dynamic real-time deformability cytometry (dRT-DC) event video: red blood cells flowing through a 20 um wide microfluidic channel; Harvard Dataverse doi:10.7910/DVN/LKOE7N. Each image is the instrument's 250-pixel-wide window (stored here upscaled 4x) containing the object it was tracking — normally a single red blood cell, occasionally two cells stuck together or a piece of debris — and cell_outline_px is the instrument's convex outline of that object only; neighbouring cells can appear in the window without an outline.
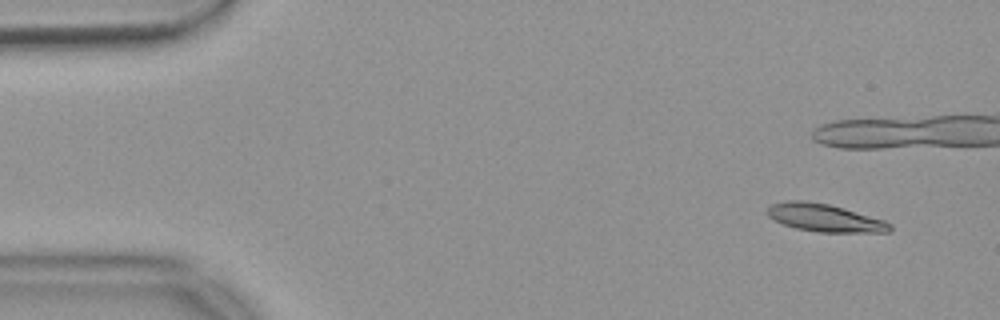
{"species": "common noctule bat (a hibernating species)", "species_latin": "Nyctalus noctula", "temperature_condition": "warm", "stored_images_in_passage": 52, "camera_frame_rate_fps": 3000, "um_per_image_px": 0.085, "animal": {"sex": "female", "body_mass_g": 18.4}, "frame": {"image": 1, "passage_image": 1, "time_ms": 0.0, "image_size_px": [1000, 320], "cell_outline_px": [[892, 228], [888, 232], [820, 232], [796, 228], [784, 224], [768, 216], [768, 208], [772, 204], [784, 200], [804, 200], [828, 204], [844, 208], [884, 220], [892, 224]], "centroid_in_image_um": [70.11, 18.51], "position_along_channel_um": 14.9, "area_um2": 19.65}}